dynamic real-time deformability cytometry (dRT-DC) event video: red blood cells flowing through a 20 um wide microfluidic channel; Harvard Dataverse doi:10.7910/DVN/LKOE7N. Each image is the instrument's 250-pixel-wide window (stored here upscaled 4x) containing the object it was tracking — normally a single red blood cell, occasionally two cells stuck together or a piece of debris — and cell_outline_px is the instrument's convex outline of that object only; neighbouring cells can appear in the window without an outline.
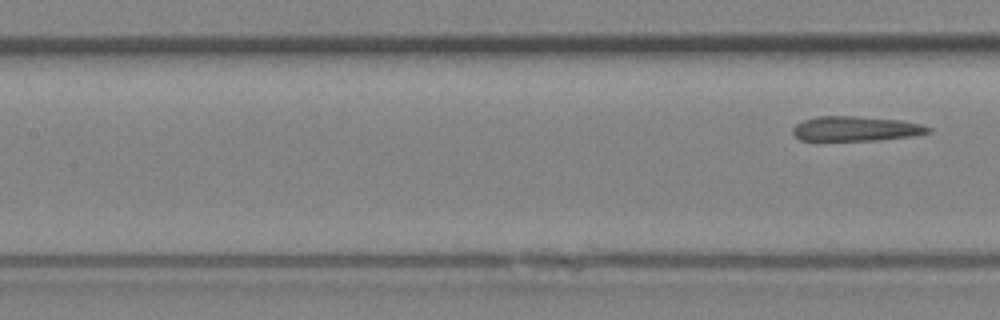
{"species": "Egyptian fruit bat (a non-hibernating species)", "species_latin": "Rousettus aegyptiacus", "temperature_condition": "room temperature", "stored_images_in_passage": 8, "segment_of_instrument_passage": [3, 3], "camera_frame_rate_fps": 3000, "um_per_image_px": 0.085, "animal": {"sex": "female"}, "frame": {"image": 1, "passage_image": 8, "time_ms": 2.333, "image_size_px": [1000, 320], "cell_outline_px": [[932, 132], [912, 136], [880, 140], [800, 140], [792, 132], [792, 128], [796, 124], [804, 120], [816, 116], [856, 116], [900, 120], [920, 124], [932, 128]], "centroid_in_image_um": [72.76, 10.93], "position_along_channel_um": 134.6, "area_um2": 19.54}}